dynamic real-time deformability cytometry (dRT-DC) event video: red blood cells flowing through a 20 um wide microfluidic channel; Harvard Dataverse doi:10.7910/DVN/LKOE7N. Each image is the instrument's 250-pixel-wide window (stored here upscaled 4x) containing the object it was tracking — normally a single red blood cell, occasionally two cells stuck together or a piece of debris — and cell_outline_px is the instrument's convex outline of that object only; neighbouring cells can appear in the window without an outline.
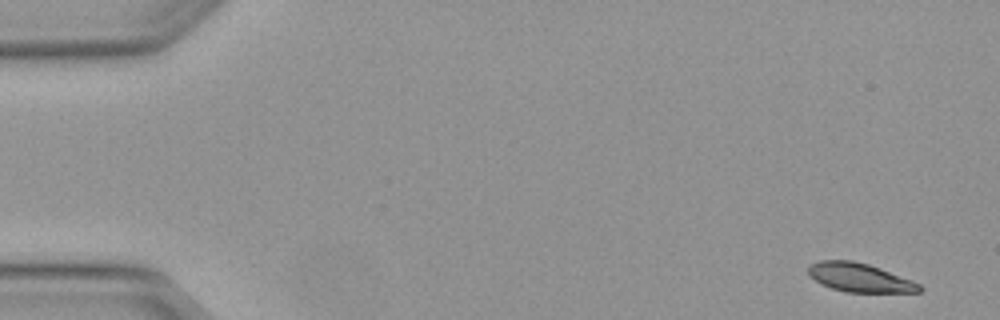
{"species": "Egyptian fruit bat (a non-hibernating species)", "species_latin": "Rousettus aegyptiacus", "temperature_condition": "warm", "stored_images_in_passage": 3, "camera_frame_rate_fps": 3000, "um_per_image_px": 0.085, "animal": {"sex": "female"}, "frame": {"image": 1, "passage_image": 1, "time_ms": 0.0, "image_size_px": [1000, 320], "cell_outline_px": [[924, 288], [920, 292], [844, 292], [832, 288], [808, 276], [808, 264], [820, 260], [852, 260], [868, 264], [880, 268], [912, 280], [920, 284]], "centroid_in_image_um": [73.07, 23.59], "position_along_channel_um": 11.9, "area_um2": 18.67}}
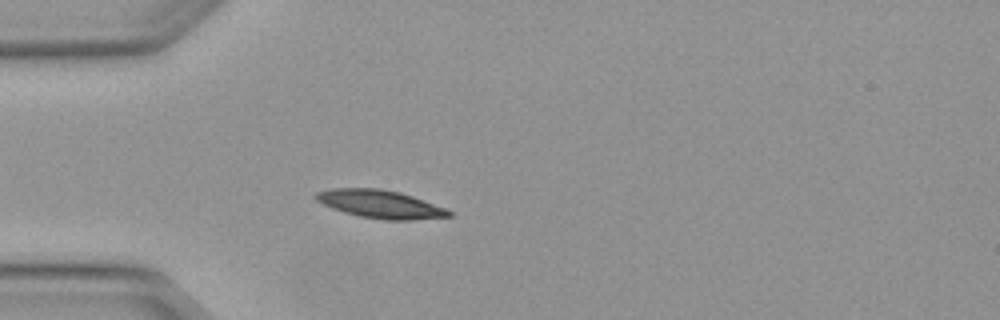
{"frame": {"image": 2, "passage_image": 3, "time_ms": 0.667, "image_size_px": [1000, 320], "cell_outline_px": [[452, 216], [412, 220], [384, 220], [360, 216], [344, 212], [332, 208], [316, 200], [312, 196], [316, 192], [332, 188], [380, 188], [400, 192], [412, 196], [444, 208], [452, 212]], "centroid_in_image_um": [32.29, 17.34], "position_along_channel_um": 52.7, "area_um2": 21.68}}